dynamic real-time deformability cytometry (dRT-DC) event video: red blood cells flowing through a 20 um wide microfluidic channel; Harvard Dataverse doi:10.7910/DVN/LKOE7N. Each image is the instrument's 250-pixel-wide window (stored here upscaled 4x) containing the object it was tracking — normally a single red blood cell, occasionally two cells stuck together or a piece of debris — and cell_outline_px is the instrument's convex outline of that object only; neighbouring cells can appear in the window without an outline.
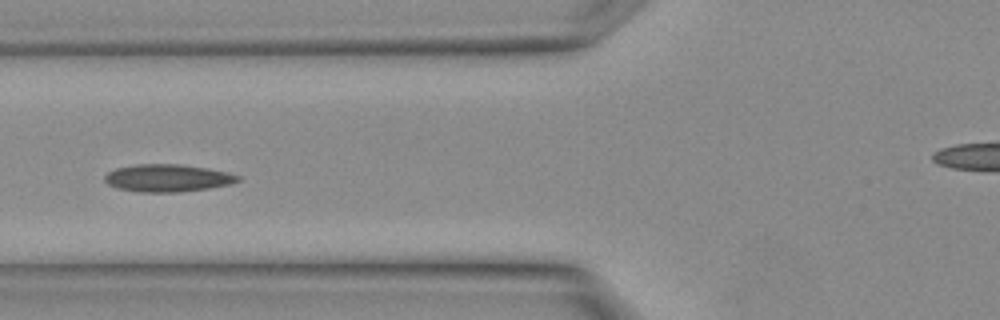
{"species": "Egyptian fruit bat (a non-hibernating species)", "species_latin": "Rousettus aegyptiacus", "temperature_condition": "warm", "stored_images_in_passage": 18, "camera_frame_rate_fps": 3000, "um_per_image_px": 0.085, "animal": {"sex": "female"}, "frame": {"image": 1, "passage_image": 13, "time_ms": 4.0, "image_size_px": [1000, 320], "cell_outline_px": [[240, 180], [232, 184], [208, 188], [180, 192], [140, 192], [120, 188], [108, 184], [104, 180], [104, 176], [108, 172], [116, 168], [136, 164], [180, 164], [208, 168], [228, 172], [240, 176]], "centroid_in_image_um": [14.27, 15.13], "position_along_channel_um": 111.5, "area_um2": 21.33}}